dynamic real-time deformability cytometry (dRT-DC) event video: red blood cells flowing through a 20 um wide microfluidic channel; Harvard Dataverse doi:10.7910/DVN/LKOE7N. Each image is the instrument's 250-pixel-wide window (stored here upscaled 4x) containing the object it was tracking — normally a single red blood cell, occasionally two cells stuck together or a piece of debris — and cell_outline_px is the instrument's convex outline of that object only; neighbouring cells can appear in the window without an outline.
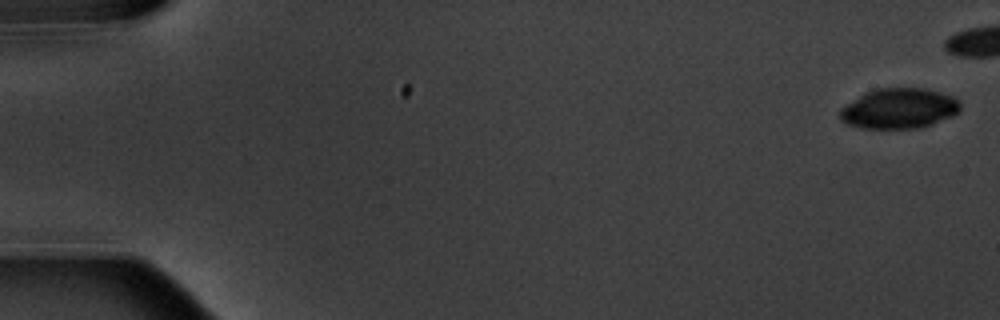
{"species": "common noctule bat (a hibernating species)", "species_latin": "Nyctalus noctula", "temperature_condition": "warm", "stored_images_in_passage": 6, "camera_frame_rate_fps": 3000, "um_per_image_px": 0.085, "animal": {"sex": "male", "body_mass_g": 20.1, "forearm_length_mm": 53.5}, "frame": {"image": 1, "passage_image": 1, "time_ms": 0.0, "image_size_px": [1000, 320], "cell_outline_px": [[960, 108], [952, 116], [932, 124], [920, 128], [860, 128], [844, 124], [840, 120], [840, 108], [864, 92], [876, 88], [924, 88], [940, 92], [952, 96], [960, 100]], "centroid_in_image_um": [76.38, 9.22], "position_along_channel_um": 8.6, "area_um2": 28.44}}
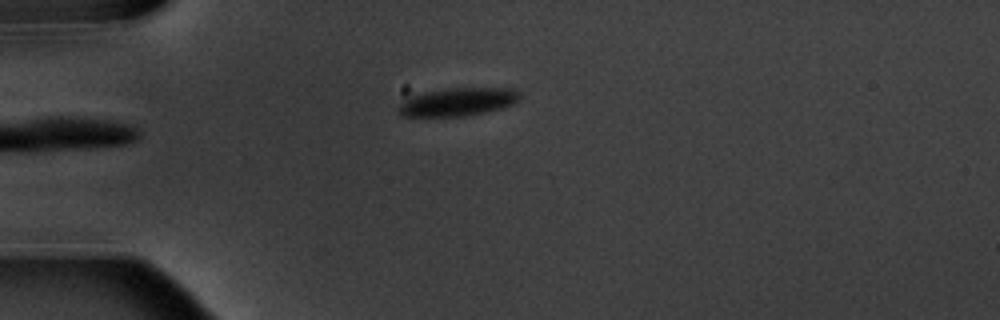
{"frame": {"image": 2, "passage_image": 6, "time_ms": 6.333, "image_size_px": [1000, 320], "cell_outline_px": [[520, 100], [512, 104], [500, 108], [484, 112], [464, 116], [404, 116], [400, 112], [400, 104], [416, 92], [444, 88], [512, 88], [520, 92]], "centroid_in_image_um": [38.93, 8.63], "position_along_channel_um": 46.1, "area_um2": 19.88}}